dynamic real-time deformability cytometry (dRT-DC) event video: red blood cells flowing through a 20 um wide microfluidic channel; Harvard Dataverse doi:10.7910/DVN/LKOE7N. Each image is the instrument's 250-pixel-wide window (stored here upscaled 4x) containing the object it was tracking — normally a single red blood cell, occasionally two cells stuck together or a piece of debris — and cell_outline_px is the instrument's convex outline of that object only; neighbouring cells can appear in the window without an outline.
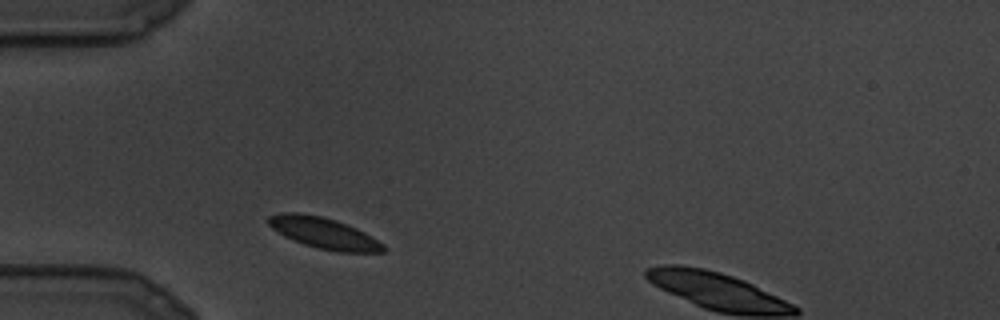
{"species": "common noctule bat (a hibernating species)", "species_latin": "Nyctalus noctula", "temperature_condition": "cold", "stored_images_in_passage": 2, "camera_frame_rate_fps": 3000, "um_per_image_px": 0.085, "animal": {"sex": "male", "body_mass_g": 19.5, "forearm_length_mm": 54.6}, "frame": {"image": 1, "passage_image": 1, "time_ms": 0.0, "image_size_px": [1000, 320], "cell_outline_px": [[384, 252], [340, 252], [320, 248], [304, 244], [284, 236], [272, 228], [268, 224], [268, 216], [280, 212], [300, 212], [320, 216], [336, 220], [356, 228], [372, 236], [384, 244]], "centroid_in_image_um": [27.51, 19.79], "position_along_channel_um": 57.5, "area_um2": 20.69}}